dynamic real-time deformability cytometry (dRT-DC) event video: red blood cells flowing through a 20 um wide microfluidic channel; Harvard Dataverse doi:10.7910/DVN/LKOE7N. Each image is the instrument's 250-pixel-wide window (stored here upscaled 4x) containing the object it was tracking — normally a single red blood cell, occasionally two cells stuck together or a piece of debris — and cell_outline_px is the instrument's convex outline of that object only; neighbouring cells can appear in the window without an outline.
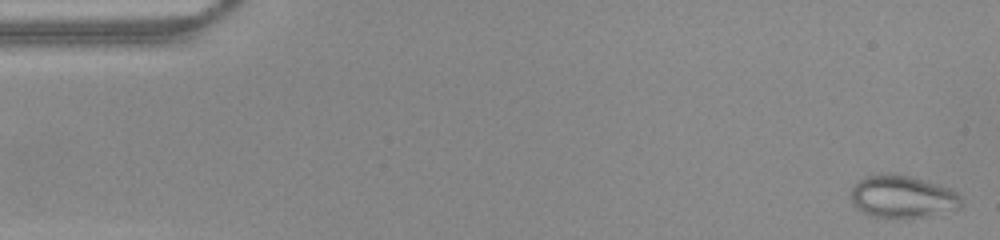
{"species": "common noctule bat (a hibernating species)", "species_latin": "Nyctalus noctula", "temperature_condition": "warm", "stored_images_in_passage": 51, "camera_frame_rate_fps": 3000, "um_per_image_px": 0.085, "animal": {"sex": "female", "body_mass_g": 22.0, "forearm_length_mm": 56.7}, "frame": {"image": 1, "passage_image": 1, "time_ms": 0.0, "image_size_px": [1000, 240], "cell_outline_px": [[964, 204], [960, 208], [924, 216], [872, 216], [856, 208], [852, 204], [852, 188], [864, 176], [880, 172], [896, 172], [912, 176], [948, 188], [956, 192], [960, 196]], "centroid_in_image_um": [76.7, 16.66], "position_along_channel_um": 8.3, "area_um2": 27.11}}
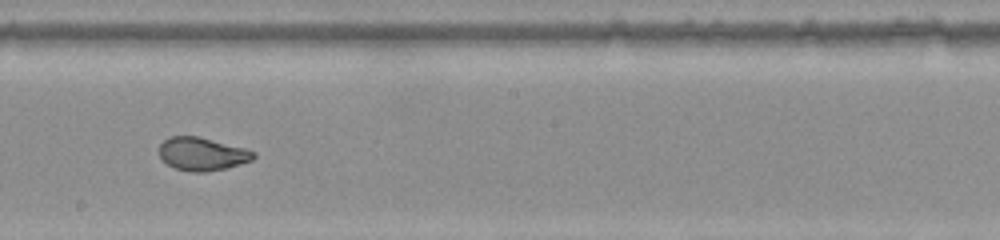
{"frame": {"image": 2, "passage_image": 28, "time_ms": 9.0, "image_size_px": [1000, 240], "cell_outline_px": [[256, 156], [252, 160], [240, 164], [224, 168], [204, 172], [188, 172], [176, 168], [168, 164], [160, 156], [160, 144], [168, 136], [196, 136], [248, 148], [256, 152]], "centroid_in_image_um": [17.21, 13.08], "position_along_channel_um": 231.0, "area_um2": 18.21}}
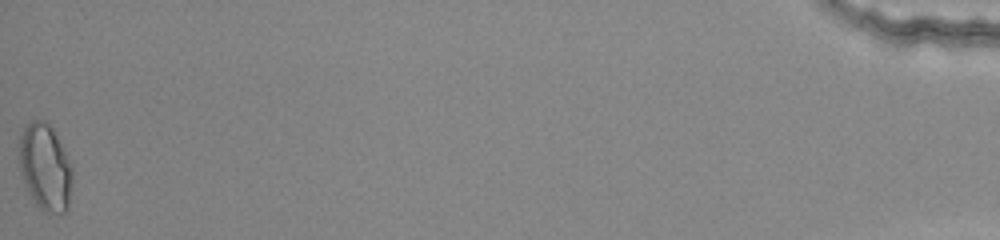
{"frame": {"image": 3, "passage_image": 51, "time_ms": 16.667, "image_size_px": [1000, 240], "cell_outline_px": [[72, 180], [68, 208], [64, 212], [44, 212], [36, 204], [28, 192], [24, 184], [20, 172], [20, 136], [24, 128], [32, 120], [44, 120], [52, 128], [64, 152], [72, 172]], "centroid_in_image_um": [3.82, 14.24], "position_along_channel_um": 431.4, "area_um2": 26.3}, "authors_computed_cell_mechanics": {"area_um2": 21.1548, "velocity_mm_per_s": 3.9729, "shape_relaxation_time_tau1_ms": null, "shape_relaxation_time_tau2_ms": 0.8067, "deformation_change_tau1": null, "deformation_change_tau2": 0.0646}}